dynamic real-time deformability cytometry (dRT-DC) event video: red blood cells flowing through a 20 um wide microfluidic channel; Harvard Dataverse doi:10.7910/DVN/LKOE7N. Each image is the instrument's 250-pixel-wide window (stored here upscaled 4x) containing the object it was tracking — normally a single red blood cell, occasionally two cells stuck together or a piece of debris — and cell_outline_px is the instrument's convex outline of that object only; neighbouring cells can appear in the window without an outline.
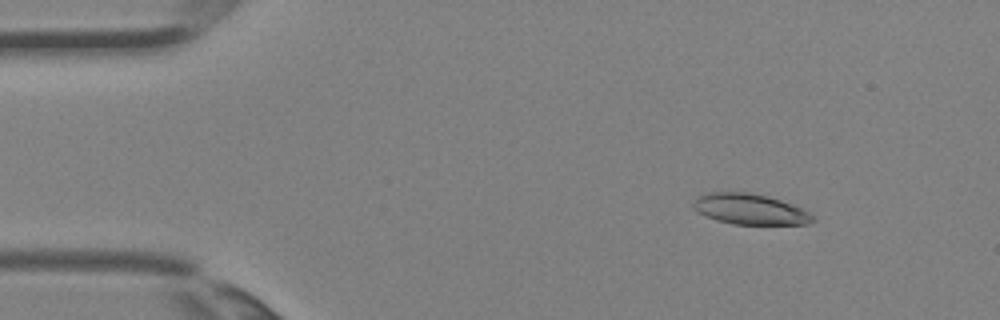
{"species": "Egyptian fruit bat (a non-hibernating species)", "species_latin": "Rousettus aegyptiacus", "temperature_condition": "room temperature", "stored_images_in_passage": 4, "camera_frame_rate_fps": 3000, "um_per_image_px": 0.085, "animal": {"sex": "female"}, "frame": {"image": 1, "passage_image": 2, "time_ms": 0.333, "image_size_px": [1000, 320], "cell_outline_px": [[816, 220], [808, 224], [732, 224], [716, 220], [692, 208], [692, 204], [704, 192], [752, 192], [768, 196], [804, 208]], "centroid_in_image_um": [63.77, 17.77], "position_along_channel_um": 21.2, "area_um2": 21.33}}
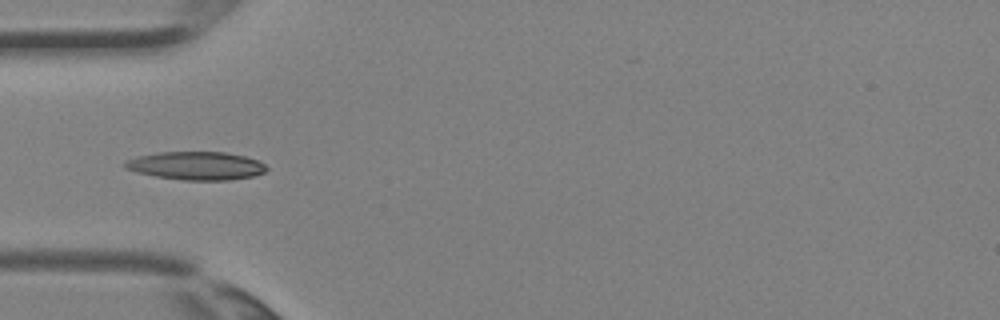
{"frame": {"image": 2, "passage_image": 4, "time_ms": 1.0, "image_size_px": [1000, 320], "cell_outline_px": [[268, 168], [264, 172], [252, 176], [228, 180], [184, 180], [156, 176], [136, 172], [124, 168], [124, 164], [128, 160], [140, 156], [160, 152], [224, 152], [244, 156], [256, 160], [264, 164]], "centroid_in_image_um": [16.68, 14.09], "position_along_channel_um": 68.3, "area_um2": 22.95}}